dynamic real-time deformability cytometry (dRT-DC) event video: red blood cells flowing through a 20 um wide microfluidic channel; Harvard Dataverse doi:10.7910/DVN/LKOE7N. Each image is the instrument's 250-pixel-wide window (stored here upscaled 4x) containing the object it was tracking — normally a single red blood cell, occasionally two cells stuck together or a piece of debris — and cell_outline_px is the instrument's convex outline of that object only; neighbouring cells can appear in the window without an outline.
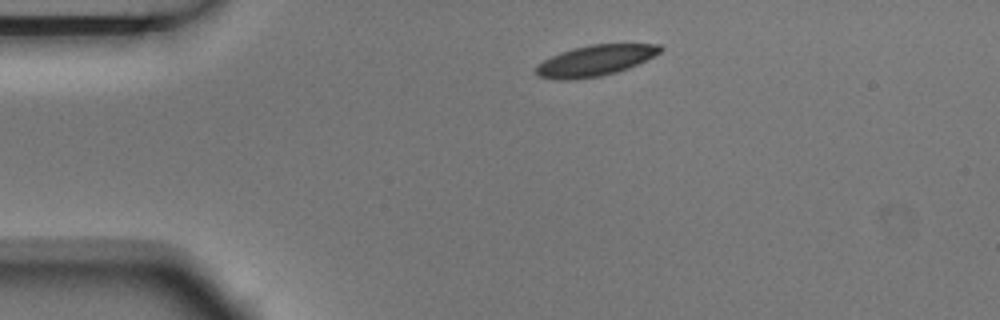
{"species": "Egyptian fruit bat (a non-hibernating species)", "species_latin": "Rousettus aegyptiacus", "temperature_condition": "room temperature", "stored_images_in_passage": 2, "camera_frame_rate_fps": 3000, "um_per_image_px": 0.085, "animal": {"sex": "male"}, "frame": {"image": 1, "passage_image": 1, "time_ms": 0.0, "image_size_px": [1000, 320], "cell_outline_px": [[664, 48], [660, 52], [628, 68], [616, 72], [600, 76], [576, 80], [564, 80], [540, 76], [536, 72], [536, 64], [560, 52], [572, 48], [592, 44], [660, 44]], "centroid_in_image_um": [50.58, 5.14], "position_along_channel_um": 34.4, "area_um2": 22.08}}